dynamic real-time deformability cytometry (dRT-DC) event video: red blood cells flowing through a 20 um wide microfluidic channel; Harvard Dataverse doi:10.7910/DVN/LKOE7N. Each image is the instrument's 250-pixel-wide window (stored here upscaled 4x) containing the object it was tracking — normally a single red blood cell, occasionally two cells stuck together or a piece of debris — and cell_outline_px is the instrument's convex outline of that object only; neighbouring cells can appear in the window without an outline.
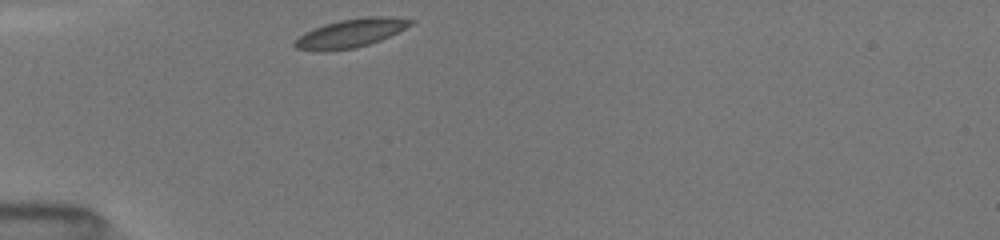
{"species": "common noctule bat (a hibernating species)", "species_latin": "Nyctalus noctula", "temperature_condition": "room temperature", "stored_images_in_passage": 20, "camera_frame_rate_fps": 3000, "um_per_image_px": 0.085, "animal": {"sex": "female", "body_mass_g": 19.5, "forearm_length_mm": 54.1}, "frame": {"image": 1, "passage_image": 1, "time_ms": 0.0, "image_size_px": [1000, 240], "cell_outline_px": [[416, 20], [412, 24], [380, 40], [356, 48], [328, 52], [320, 52], [296, 48], [292, 44], [304, 32], [324, 24], [340, 20], [368, 16], [396, 16]], "centroid_in_image_um": [29.8, 2.82], "position_along_channel_um": 55.2, "area_um2": 19.42}}
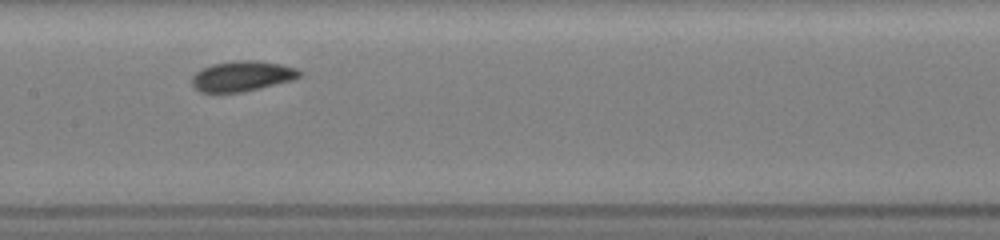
{"frame": {"image": 2, "passage_image": 8, "time_ms": 3.667, "image_size_px": [1000, 240], "cell_outline_px": [[304, 72], [300, 76], [292, 80], [244, 92], [200, 92], [192, 88], [192, 76], [196, 72], [212, 64], [236, 60], [256, 60], [280, 64], [296, 68]], "centroid_in_image_um": [20.58, 6.47], "position_along_channel_um": 186.8, "area_um2": 19.07}}
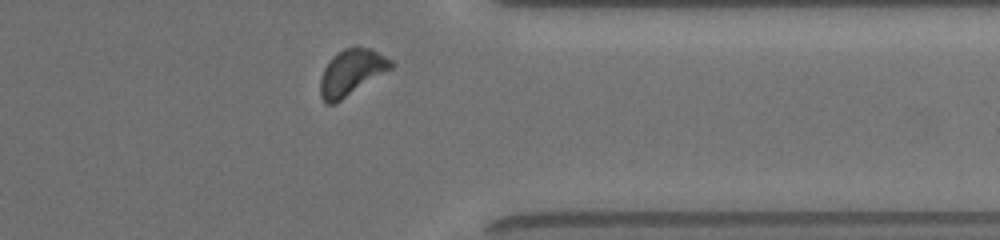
{"frame": {"image": 3, "passage_image": 18, "time_ms": 8.667, "image_size_px": [1000, 240], "cell_outline_px": [[396, 64], [392, 68], [336, 104], [324, 104], [320, 96], [320, 80], [324, 68], [328, 60], [336, 52], [344, 48], [356, 44], [372, 48], [392, 60]], "centroid_in_image_um": [29.87, 6.12], "position_along_channel_um": 381.5, "area_um2": 19.59}, "authors_computed_cell_mechanics": {"area_um2": 18.9006, "velocity_mm_per_s": 3.9739, "shape_relaxation_time_tau1_ms": 0.8025, "shape_relaxation_time_tau2_ms": null, "deformation_change_tau1": 0.0799, "deformation_change_tau2": null}}